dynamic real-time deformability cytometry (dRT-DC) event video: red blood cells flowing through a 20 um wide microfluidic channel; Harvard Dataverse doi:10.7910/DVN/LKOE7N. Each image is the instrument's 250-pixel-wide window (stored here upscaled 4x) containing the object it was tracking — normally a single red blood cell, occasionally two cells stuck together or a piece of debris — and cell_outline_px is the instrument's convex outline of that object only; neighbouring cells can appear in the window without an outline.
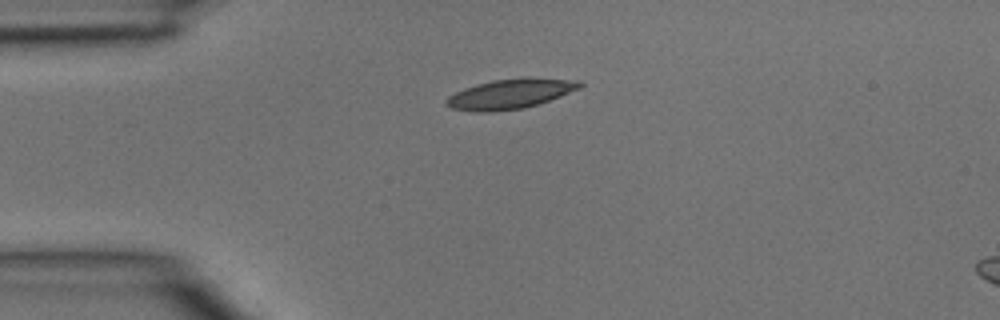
{"species": "common noctule bat (a hibernating species)", "species_latin": "Nyctalus noctula", "temperature_condition": "room temperature", "stored_images_in_passage": 2, "segment_of_instrument_passage": [1, 2], "camera_frame_rate_fps": 3000, "um_per_image_px": 0.085, "animal": {"sex": "male", "body_mass_g": 15.6}, "frame": {"image": 1, "passage_image": 1, "time_ms": 0.0, "image_size_px": [1000, 320], "cell_outline_px": [[584, 84], [580, 88], [560, 96], [524, 108], [488, 112], [476, 112], [452, 108], [444, 100], [448, 96], [464, 88], [476, 84], [492, 80], [580, 80]], "centroid_in_image_um": [43.3, 8.02], "position_along_channel_um": 41.7, "area_um2": 22.08}}